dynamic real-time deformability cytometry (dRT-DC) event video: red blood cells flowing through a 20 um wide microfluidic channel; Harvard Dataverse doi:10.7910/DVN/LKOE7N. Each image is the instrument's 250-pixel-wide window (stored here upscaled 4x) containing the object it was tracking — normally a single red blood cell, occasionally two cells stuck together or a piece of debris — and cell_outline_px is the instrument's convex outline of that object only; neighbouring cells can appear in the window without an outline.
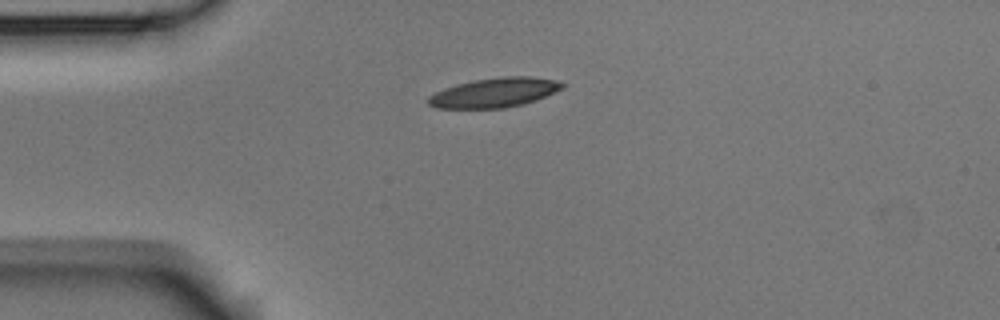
{"species": "Egyptian fruit bat (a non-hibernating species)", "species_latin": "Rousettus aegyptiacus", "temperature_condition": "room temperature", "stored_images_in_passage": 5, "camera_frame_rate_fps": 3000, "um_per_image_px": 0.085, "animal": {"sex": "male"}, "frame": {"image": 1, "passage_image": 1, "time_ms": 0.0, "image_size_px": [1000, 320], "cell_outline_px": [[564, 88], [536, 100], [524, 104], [504, 108], [436, 108], [428, 104], [428, 96], [444, 88], [456, 84], [476, 80], [504, 76], [528, 76], [556, 80], [564, 84]], "centroid_in_image_um": [42.03, 7.87], "position_along_channel_um": 43.0, "area_um2": 22.95}}
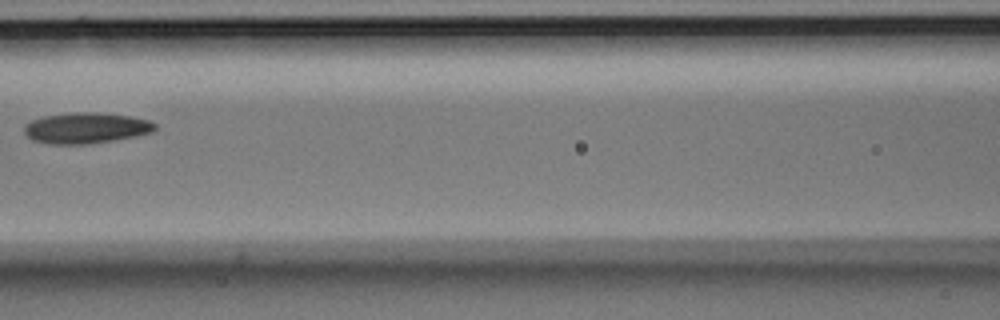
{"frame": {"image": 2, "passage_image": 4, "time_ms": 1.0, "image_size_px": [1000, 320], "cell_outline_px": [[156, 128], [152, 132], [136, 136], [88, 144], [48, 144], [32, 140], [24, 132], [24, 124], [32, 120], [44, 116], [76, 112], [96, 112], [128, 116], [148, 120], [156, 124]], "centroid_in_image_um": [7.28, 10.88], "position_along_channel_um": 159.3, "area_um2": 23.41}}
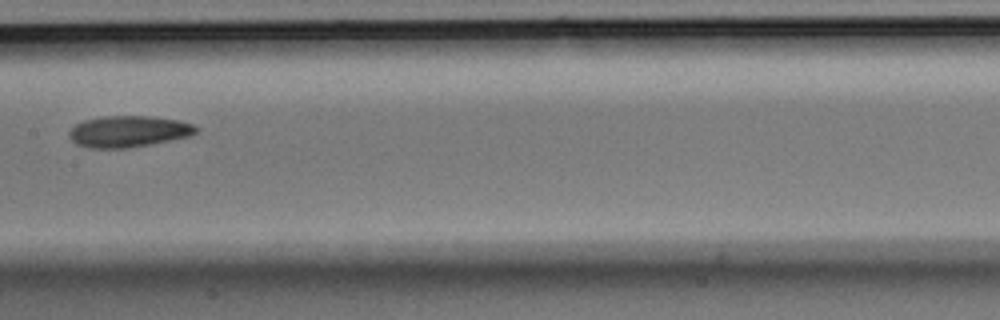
{"frame": {"image": 3, "passage_image": 5, "time_ms": 1.333, "image_size_px": [1000, 320], "cell_outline_px": [[200, 128], [192, 136], [128, 148], [92, 148], [76, 144], [68, 136], [68, 132], [76, 124], [84, 120], [104, 116], [152, 116], [180, 120], [192, 124]], "centroid_in_image_um": [10.95, 11.17], "position_along_channel_um": 196.5, "area_um2": 23.29}}